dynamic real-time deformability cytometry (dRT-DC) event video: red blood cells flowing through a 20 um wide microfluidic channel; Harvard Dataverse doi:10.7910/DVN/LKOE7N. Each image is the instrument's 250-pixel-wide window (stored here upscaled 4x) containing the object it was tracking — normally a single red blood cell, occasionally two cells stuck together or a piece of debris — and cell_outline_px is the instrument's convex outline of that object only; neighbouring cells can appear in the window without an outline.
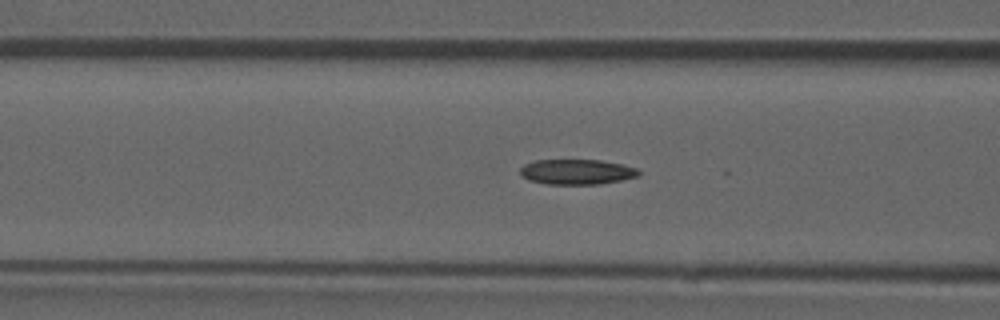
{"species": "common noctule bat (a hibernating species)", "species_latin": "Nyctalus noctula", "temperature_condition": "room temperature", "stored_images_in_passage": 28, "camera_frame_rate_fps": 3000, "um_per_image_px": 0.085, "animal": {"sex": "male", "forearm_length_mm": 52.5}, "frame": {"image": 1, "passage_image": 20, "time_ms": 6.333, "image_size_px": [1000, 320], "cell_outline_px": [[640, 176], [600, 184], [548, 184], [528, 180], [520, 176], [520, 168], [524, 164], [536, 160], [600, 160], [620, 164], [636, 168], [640, 172]], "centroid_in_image_um": [48.99, 14.61], "position_along_channel_um": 117.6, "area_um2": 17.4}}